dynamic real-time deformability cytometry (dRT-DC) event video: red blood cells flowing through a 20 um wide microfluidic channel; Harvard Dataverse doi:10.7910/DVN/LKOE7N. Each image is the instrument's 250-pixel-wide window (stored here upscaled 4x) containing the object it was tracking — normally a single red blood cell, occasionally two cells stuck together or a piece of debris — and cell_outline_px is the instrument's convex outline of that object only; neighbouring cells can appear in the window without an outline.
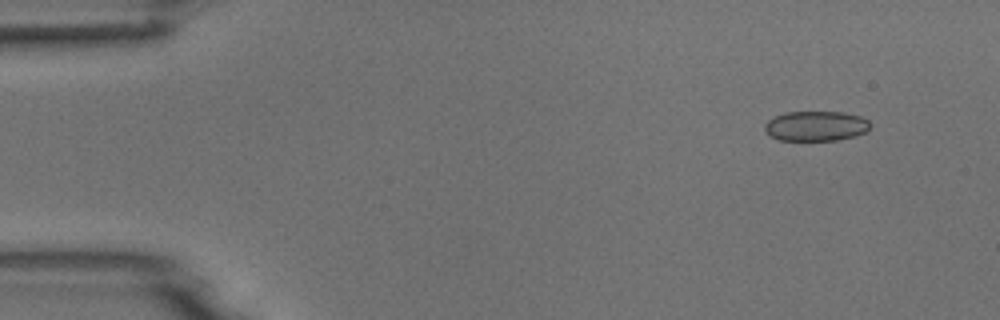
{"species": "common noctule bat (a hibernating species)", "species_latin": "Nyctalus noctula", "temperature_condition": "room temperature", "stored_images_in_passage": 4, "camera_frame_rate_fps": 3000, "um_per_image_px": 0.085, "animal": {"sex": "male", "body_mass_g": 18.8}, "frame": {"image": 1, "passage_image": 1, "time_ms": 0.0, "image_size_px": [1000, 320], "cell_outline_px": [[872, 124], [864, 132], [856, 136], [836, 140], [780, 140], [768, 136], [764, 132], [764, 124], [768, 120], [784, 112], [844, 112], [860, 116], [868, 120]], "centroid_in_image_um": [69.32, 10.71], "position_along_channel_um": 15.7, "area_um2": 18.55}}
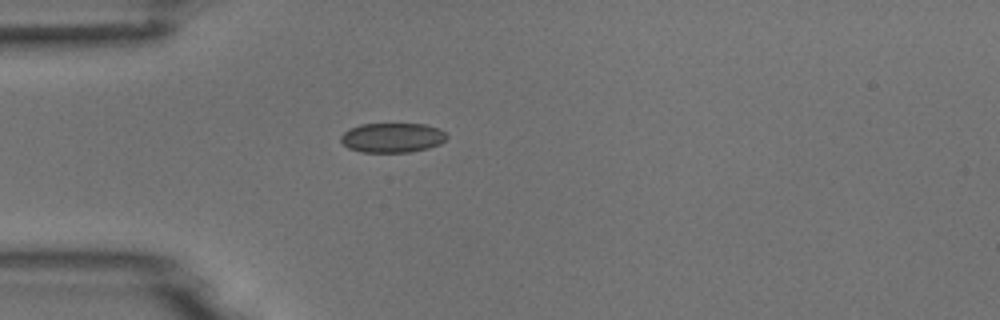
{"frame": {"image": 2, "passage_image": 4, "time_ms": 3.333, "image_size_px": [1000, 320], "cell_outline_px": [[448, 136], [440, 144], [428, 148], [408, 152], [364, 152], [348, 148], [340, 140], [340, 136], [344, 132], [360, 124], [424, 124], [440, 128]], "centroid_in_image_um": [33.36, 11.7], "position_along_channel_um": 51.6, "area_um2": 18.21}}